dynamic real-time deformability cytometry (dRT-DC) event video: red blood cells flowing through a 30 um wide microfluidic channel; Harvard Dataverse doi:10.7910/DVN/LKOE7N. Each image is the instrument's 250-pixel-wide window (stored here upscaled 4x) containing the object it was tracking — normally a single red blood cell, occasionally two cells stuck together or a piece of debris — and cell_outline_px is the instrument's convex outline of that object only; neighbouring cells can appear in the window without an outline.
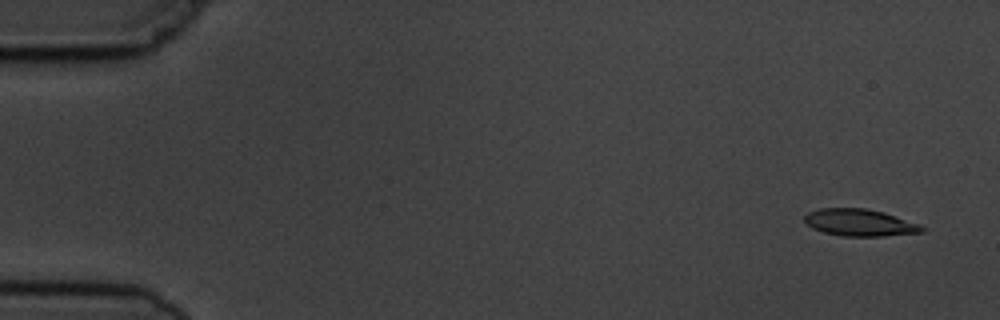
{"species": "common noctule bat (a hibernating species)", "species_latin": "Nyctalus noctula", "temperature_condition": "cold", "stored_images_in_passage": 5, "segment_of_instrument_passage": [1, 2], "camera_frame_rate_fps": 3000, "um_per_image_px": 0.085, "animal": {"sex": "male", "body_mass_g": 19.5, "forearm_length_mm": 54.6}, "frame": {"image": 1, "passage_image": 1, "time_ms": 0.0, "image_size_px": [1000, 320], "cell_outline_px": [[928, 228], [924, 232], [884, 236], [844, 236], [824, 232], [812, 228], [804, 220], [804, 216], [808, 212], [820, 208], [864, 208], [884, 212], [920, 224]], "centroid_in_image_um": [73.12, 18.92], "position_along_channel_um": 11.9, "area_um2": 18.55}}